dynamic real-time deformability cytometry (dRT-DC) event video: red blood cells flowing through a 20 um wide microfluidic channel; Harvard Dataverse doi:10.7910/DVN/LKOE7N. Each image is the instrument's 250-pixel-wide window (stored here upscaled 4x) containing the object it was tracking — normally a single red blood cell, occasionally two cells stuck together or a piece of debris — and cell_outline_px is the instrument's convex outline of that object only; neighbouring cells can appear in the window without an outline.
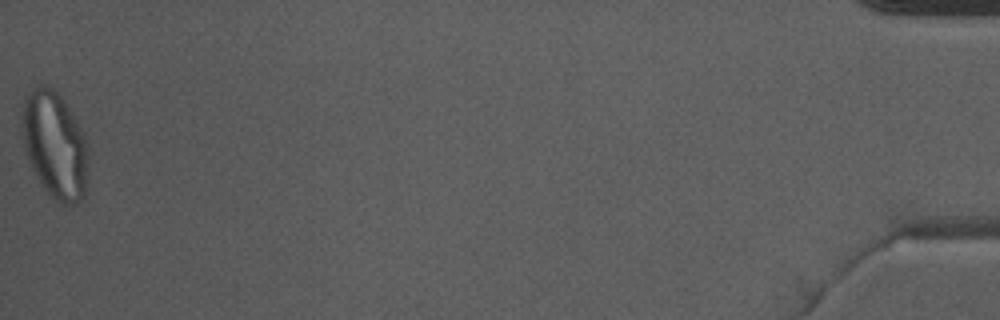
{"species": "Egyptian fruit bat (a non-hibernating species)", "species_latin": "Rousettus aegyptiacus", "temperature_condition": "warm", "stored_images_in_passage": 38, "camera_frame_rate_fps": 3000, "um_per_image_px": 0.085, "animal": {"sex": "male"}, "frame": {"image": 1, "passage_image": 38, "time_ms": 12.333, "image_size_px": [1000, 320], "cell_outline_px": [[84, 196], [76, 204], [64, 208], [44, 188], [32, 168], [24, 152], [24, 100], [32, 88], [40, 84], [48, 84], [60, 96], [72, 112], [84, 132]], "centroid_in_image_um": [4.63, 12.32], "position_along_channel_um": 430.6, "area_um2": 40.06}}